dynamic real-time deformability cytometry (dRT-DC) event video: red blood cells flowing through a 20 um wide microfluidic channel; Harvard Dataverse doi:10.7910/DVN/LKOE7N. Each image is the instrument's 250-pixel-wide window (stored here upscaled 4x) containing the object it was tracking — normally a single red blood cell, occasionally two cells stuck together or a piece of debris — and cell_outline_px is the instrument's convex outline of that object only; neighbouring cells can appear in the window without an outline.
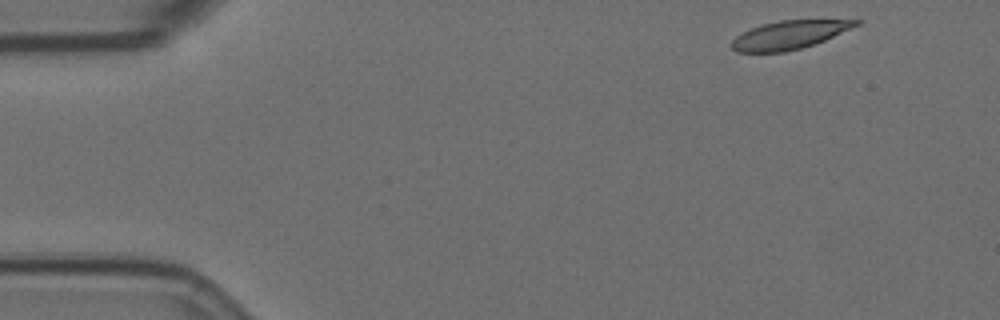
{"species": "Egyptian fruit bat (a non-hibernating species)", "species_latin": "Rousettus aegyptiacus", "temperature_condition": "room temperature", "stored_images_in_passage": 52, "camera_frame_rate_fps": 3000, "um_per_image_px": 0.085, "animal": {"sex": "female"}, "frame": {"image": 1, "passage_image": 1, "time_ms": 0.0, "image_size_px": [1000, 320], "cell_outline_px": [[864, 20], [860, 24], [816, 44], [784, 52], [736, 52], [732, 48], [732, 40], [736, 36], [752, 28], [764, 24], [780, 20]], "centroid_in_image_um": [67.1, 2.97], "position_along_channel_um": 17.9, "area_um2": 20.29}}
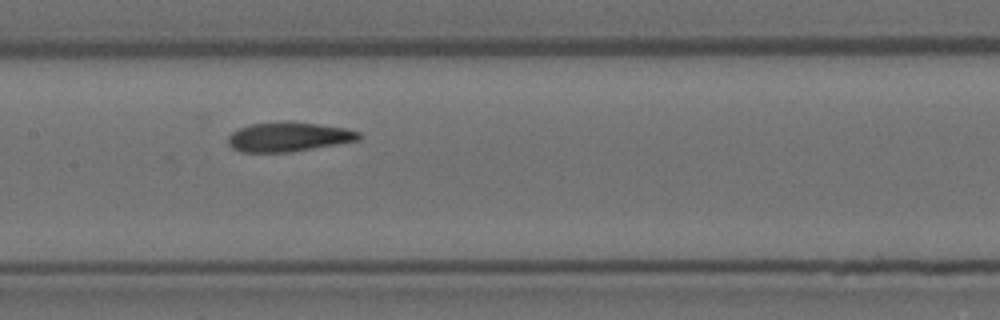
{"frame": {"image": 2, "passage_image": 23, "time_ms": 7.333, "image_size_px": [1000, 320], "cell_outline_px": [[360, 140], [292, 152], [240, 152], [232, 148], [228, 144], [228, 136], [232, 132], [240, 128], [252, 124], [284, 120], [288, 120], [344, 128], [360, 132]], "centroid_in_image_um": [24.5, 11.63], "position_along_channel_um": 182.9, "area_um2": 22.54}}
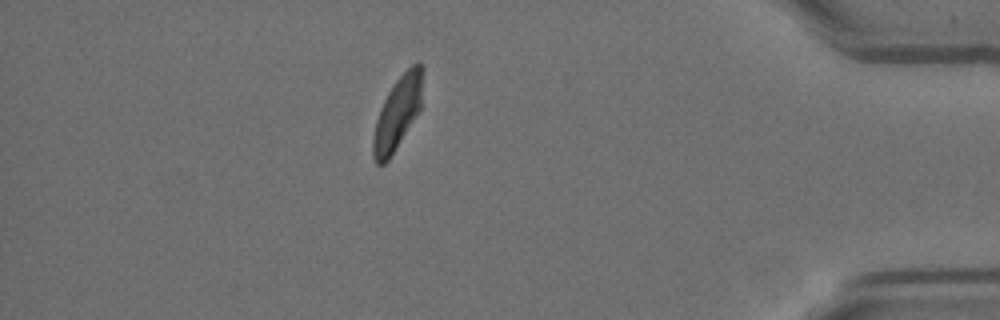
{"frame": {"image": 3, "passage_image": 45, "time_ms": 14.667, "image_size_px": [1000, 320], "cell_outline_px": [[424, 68], [420, 108], [388, 160], [384, 164], [376, 164], [372, 156], [372, 140], [376, 120], [380, 108], [388, 92], [396, 80], [412, 64], [420, 64]], "centroid_in_image_um": [33.77, 9.6], "position_along_channel_um": 401.4, "area_um2": 20.58}, "authors_computed_cell_mechanics": {"area_um2": 22.5131, "velocity_mm_per_s": 3.5761, "shape_relaxation_time_tau1_ms": 5.6796, "shape_relaxation_time_tau2_ms": 2.8222, "deformation_change_tau1": 0.1932, "deformation_change_tau2": 0.0918}}